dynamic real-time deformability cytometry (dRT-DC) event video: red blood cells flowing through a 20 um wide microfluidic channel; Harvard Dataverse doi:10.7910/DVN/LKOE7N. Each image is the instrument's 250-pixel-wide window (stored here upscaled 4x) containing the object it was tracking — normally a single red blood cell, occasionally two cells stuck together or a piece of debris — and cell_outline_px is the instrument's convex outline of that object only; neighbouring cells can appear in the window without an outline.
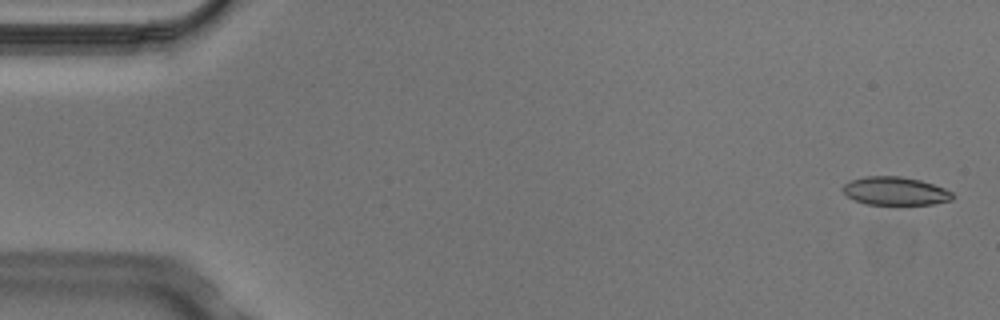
{"species": "Egyptian fruit bat (a non-hibernating species)", "species_latin": "Rousettus aegyptiacus", "temperature_condition": "cold", "stored_images_in_passage": 7, "camera_frame_rate_fps": 3000, "um_per_image_px": 0.085, "animal": {"sex": "male"}, "frame": {"image": 1, "passage_image": 1, "time_ms": 0.0, "image_size_px": [1000, 320], "cell_outline_px": [[956, 196], [952, 200], [932, 204], [864, 204], [848, 196], [840, 188], [844, 184], [852, 180], [864, 176], [900, 176], [920, 180], [944, 188], [952, 192]], "centroid_in_image_um": [76.1, 16.23], "position_along_channel_um": 8.9, "area_um2": 18.03}}
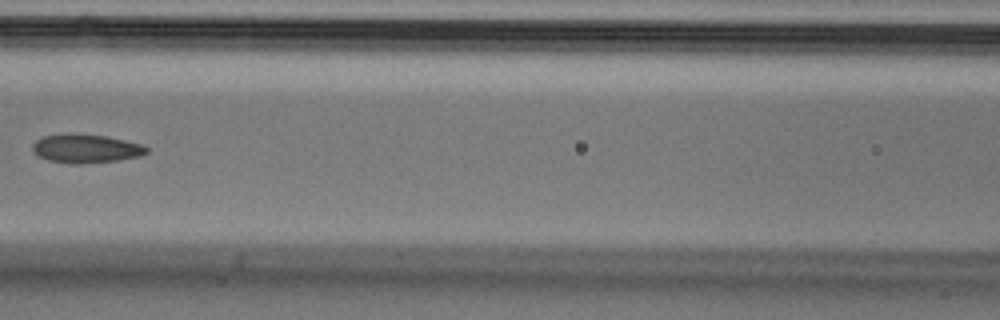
{"frame": {"image": 2, "passage_image": 6, "time_ms": 1.667, "image_size_px": [1000, 320], "cell_outline_px": [[148, 152], [140, 156], [120, 160], [80, 164], [68, 164], [48, 160], [40, 156], [32, 148], [32, 144], [36, 140], [44, 136], [64, 132], [72, 132], [104, 136], [144, 144], [148, 148]], "centroid_in_image_um": [7.31, 12.61], "position_along_channel_um": 159.3, "area_um2": 19.36}}
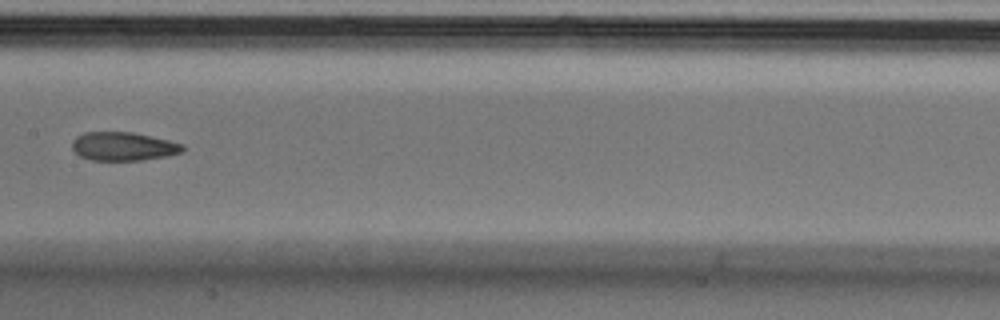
{"frame": {"image": 3, "passage_image": 7, "time_ms": 2.0, "image_size_px": [1000, 320], "cell_outline_px": [[184, 148], [180, 152], [168, 156], [144, 160], [92, 160], [80, 156], [72, 148], [72, 140], [76, 136], [84, 132], [132, 132], [152, 136], [184, 144]], "centroid_in_image_um": [10.47, 12.44], "position_along_channel_um": 196.9, "area_um2": 18.44}}